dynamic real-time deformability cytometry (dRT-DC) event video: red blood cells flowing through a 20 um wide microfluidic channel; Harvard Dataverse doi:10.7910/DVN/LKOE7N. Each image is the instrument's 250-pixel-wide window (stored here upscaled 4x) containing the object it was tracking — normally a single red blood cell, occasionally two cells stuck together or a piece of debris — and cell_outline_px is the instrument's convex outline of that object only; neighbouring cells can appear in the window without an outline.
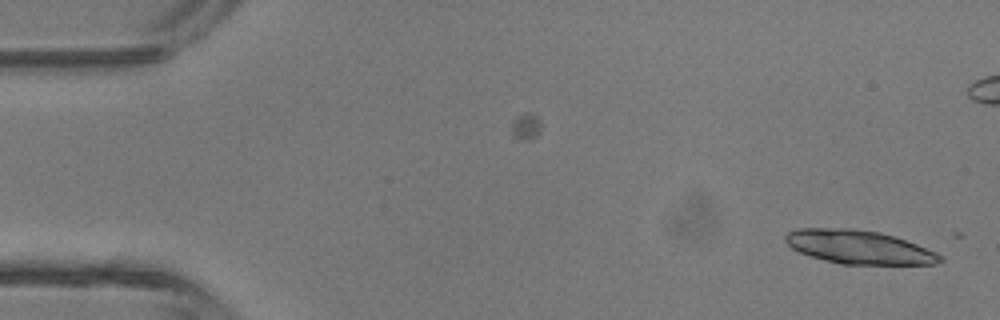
{"species": "common noctule bat (a hibernating species)", "species_latin": "Nyctalus noctula", "temperature_condition": "room temperature", "stored_images_in_passage": 6, "camera_frame_rate_fps": 3000, "um_per_image_px": 0.085, "animal": {"sex": "male", "body_mass_g": 13.3}, "frame": {"image": 1, "passage_image": 1, "time_ms": 0.0, "image_size_px": [1000, 320], "cell_outline_px": [[944, 260], [936, 264], [840, 264], [812, 256], [800, 252], [792, 248], [784, 240], [784, 236], [788, 232], [796, 228], [856, 228], [880, 232], [916, 244], [936, 252], [944, 256]], "centroid_in_image_um": [73.01, 20.99], "position_along_channel_um": 12.0, "area_um2": 30.23}}
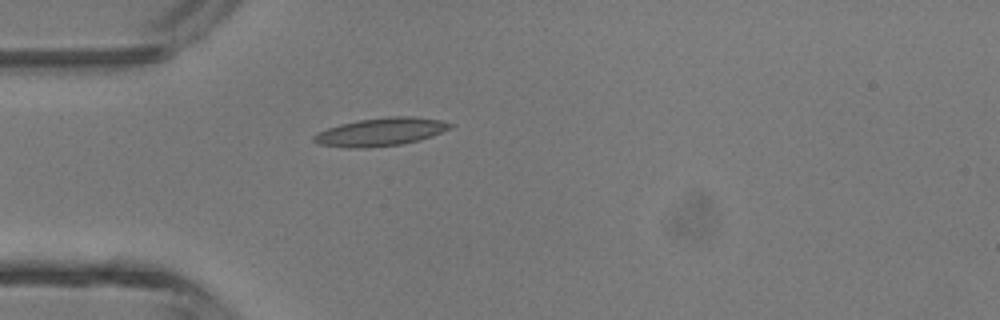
{"frame": {"image": 2, "passage_image": 6, "time_ms": 6.667, "image_size_px": [1000, 320], "cell_outline_px": [[452, 128], [432, 136], [420, 140], [400, 144], [368, 148], [348, 148], [316, 144], [312, 140], [312, 136], [328, 128], [340, 124], [360, 120], [388, 116], [412, 116], [440, 120], [452, 124]], "centroid_in_image_um": [32.35, 11.22], "position_along_channel_um": 52.7, "area_um2": 22.31}}